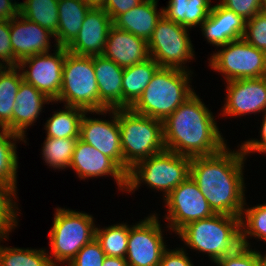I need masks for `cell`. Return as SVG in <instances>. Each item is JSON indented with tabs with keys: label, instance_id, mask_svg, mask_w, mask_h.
<instances>
[{
	"label": "cell",
	"instance_id": "44",
	"mask_svg": "<svg viewBox=\"0 0 266 266\" xmlns=\"http://www.w3.org/2000/svg\"><path fill=\"white\" fill-rule=\"evenodd\" d=\"M19 14V10L8 0H0V20H10Z\"/></svg>",
	"mask_w": 266,
	"mask_h": 266
},
{
	"label": "cell",
	"instance_id": "12",
	"mask_svg": "<svg viewBox=\"0 0 266 266\" xmlns=\"http://www.w3.org/2000/svg\"><path fill=\"white\" fill-rule=\"evenodd\" d=\"M152 213L135 225H130L125 259L129 266H159L167 248L161 222Z\"/></svg>",
	"mask_w": 266,
	"mask_h": 266
},
{
	"label": "cell",
	"instance_id": "22",
	"mask_svg": "<svg viewBox=\"0 0 266 266\" xmlns=\"http://www.w3.org/2000/svg\"><path fill=\"white\" fill-rule=\"evenodd\" d=\"M50 102L53 101L32 84L23 80L20 83L13 108V133L25 139L28 127L37 122L43 106Z\"/></svg>",
	"mask_w": 266,
	"mask_h": 266
},
{
	"label": "cell",
	"instance_id": "18",
	"mask_svg": "<svg viewBox=\"0 0 266 266\" xmlns=\"http://www.w3.org/2000/svg\"><path fill=\"white\" fill-rule=\"evenodd\" d=\"M10 36L13 57L18 63L27 57L49 52L50 38L54 39L49 30L20 14L10 19Z\"/></svg>",
	"mask_w": 266,
	"mask_h": 266
},
{
	"label": "cell",
	"instance_id": "9",
	"mask_svg": "<svg viewBox=\"0 0 266 266\" xmlns=\"http://www.w3.org/2000/svg\"><path fill=\"white\" fill-rule=\"evenodd\" d=\"M213 52L209 66L224 80L260 78L266 76V53L248 44L243 38L233 40Z\"/></svg>",
	"mask_w": 266,
	"mask_h": 266
},
{
	"label": "cell",
	"instance_id": "40",
	"mask_svg": "<svg viewBox=\"0 0 266 266\" xmlns=\"http://www.w3.org/2000/svg\"><path fill=\"white\" fill-rule=\"evenodd\" d=\"M0 64L4 67L18 66L11 47L10 20H0Z\"/></svg>",
	"mask_w": 266,
	"mask_h": 266
},
{
	"label": "cell",
	"instance_id": "27",
	"mask_svg": "<svg viewBox=\"0 0 266 266\" xmlns=\"http://www.w3.org/2000/svg\"><path fill=\"white\" fill-rule=\"evenodd\" d=\"M22 81V73L17 66L3 67L0 70V127H5L11 132H13V108Z\"/></svg>",
	"mask_w": 266,
	"mask_h": 266
},
{
	"label": "cell",
	"instance_id": "14",
	"mask_svg": "<svg viewBox=\"0 0 266 266\" xmlns=\"http://www.w3.org/2000/svg\"><path fill=\"white\" fill-rule=\"evenodd\" d=\"M87 113L99 115H107L109 113L111 117L107 121L100 118L87 117ZM79 139L110 157L123 170L118 109L85 111L80 122Z\"/></svg>",
	"mask_w": 266,
	"mask_h": 266
},
{
	"label": "cell",
	"instance_id": "20",
	"mask_svg": "<svg viewBox=\"0 0 266 266\" xmlns=\"http://www.w3.org/2000/svg\"><path fill=\"white\" fill-rule=\"evenodd\" d=\"M246 20L220 3L212 6L209 16L200 26L208 43L215 47L243 38Z\"/></svg>",
	"mask_w": 266,
	"mask_h": 266
},
{
	"label": "cell",
	"instance_id": "38",
	"mask_svg": "<svg viewBox=\"0 0 266 266\" xmlns=\"http://www.w3.org/2000/svg\"><path fill=\"white\" fill-rule=\"evenodd\" d=\"M106 254L100 243L94 238L90 243L84 245L67 264L68 266H102Z\"/></svg>",
	"mask_w": 266,
	"mask_h": 266
},
{
	"label": "cell",
	"instance_id": "31",
	"mask_svg": "<svg viewBox=\"0 0 266 266\" xmlns=\"http://www.w3.org/2000/svg\"><path fill=\"white\" fill-rule=\"evenodd\" d=\"M129 231L130 225L127 223H117L101 229L96 226L95 239L100 243L106 256L125 258Z\"/></svg>",
	"mask_w": 266,
	"mask_h": 266
},
{
	"label": "cell",
	"instance_id": "42",
	"mask_svg": "<svg viewBox=\"0 0 266 266\" xmlns=\"http://www.w3.org/2000/svg\"><path fill=\"white\" fill-rule=\"evenodd\" d=\"M144 0H105L103 8L110 16L112 22L121 14L138 6Z\"/></svg>",
	"mask_w": 266,
	"mask_h": 266
},
{
	"label": "cell",
	"instance_id": "8",
	"mask_svg": "<svg viewBox=\"0 0 266 266\" xmlns=\"http://www.w3.org/2000/svg\"><path fill=\"white\" fill-rule=\"evenodd\" d=\"M57 102L85 111H99V90L92 56L76 55L65 47L61 91L54 103Z\"/></svg>",
	"mask_w": 266,
	"mask_h": 266
},
{
	"label": "cell",
	"instance_id": "5",
	"mask_svg": "<svg viewBox=\"0 0 266 266\" xmlns=\"http://www.w3.org/2000/svg\"><path fill=\"white\" fill-rule=\"evenodd\" d=\"M118 122L126 174L135 163L166 150L163 121L122 108Z\"/></svg>",
	"mask_w": 266,
	"mask_h": 266
},
{
	"label": "cell",
	"instance_id": "29",
	"mask_svg": "<svg viewBox=\"0 0 266 266\" xmlns=\"http://www.w3.org/2000/svg\"><path fill=\"white\" fill-rule=\"evenodd\" d=\"M64 110L55 111L45 125L46 137L79 138L80 122L84 109L64 105Z\"/></svg>",
	"mask_w": 266,
	"mask_h": 266
},
{
	"label": "cell",
	"instance_id": "19",
	"mask_svg": "<svg viewBox=\"0 0 266 266\" xmlns=\"http://www.w3.org/2000/svg\"><path fill=\"white\" fill-rule=\"evenodd\" d=\"M123 68L142 63L150 58L148 42L128 31L112 25L102 54Z\"/></svg>",
	"mask_w": 266,
	"mask_h": 266
},
{
	"label": "cell",
	"instance_id": "21",
	"mask_svg": "<svg viewBox=\"0 0 266 266\" xmlns=\"http://www.w3.org/2000/svg\"><path fill=\"white\" fill-rule=\"evenodd\" d=\"M93 68L99 90V111L122 109L124 68L103 55L93 56Z\"/></svg>",
	"mask_w": 266,
	"mask_h": 266
},
{
	"label": "cell",
	"instance_id": "30",
	"mask_svg": "<svg viewBox=\"0 0 266 266\" xmlns=\"http://www.w3.org/2000/svg\"><path fill=\"white\" fill-rule=\"evenodd\" d=\"M59 0H25L19 14L55 34L58 29Z\"/></svg>",
	"mask_w": 266,
	"mask_h": 266
},
{
	"label": "cell",
	"instance_id": "13",
	"mask_svg": "<svg viewBox=\"0 0 266 266\" xmlns=\"http://www.w3.org/2000/svg\"><path fill=\"white\" fill-rule=\"evenodd\" d=\"M55 49L54 53L47 52L27 57L17 66L23 80L32 84L53 102L58 99L61 91L65 60V47L55 46Z\"/></svg>",
	"mask_w": 266,
	"mask_h": 266
},
{
	"label": "cell",
	"instance_id": "43",
	"mask_svg": "<svg viewBox=\"0 0 266 266\" xmlns=\"http://www.w3.org/2000/svg\"><path fill=\"white\" fill-rule=\"evenodd\" d=\"M260 139H249L243 143H241V148L242 151L246 156H249L250 153H266V112L263 113V119H262V124H261V129H260Z\"/></svg>",
	"mask_w": 266,
	"mask_h": 266
},
{
	"label": "cell",
	"instance_id": "24",
	"mask_svg": "<svg viewBox=\"0 0 266 266\" xmlns=\"http://www.w3.org/2000/svg\"><path fill=\"white\" fill-rule=\"evenodd\" d=\"M91 8L84 0H59V22L57 32L54 34L56 42L54 47H67L74 40Z\"/></svg>",
	"mask_w": 266,
	"mask_h": 266
},
{
	"label": "cell",
	"instance_id": "16",
	"mask_svg": "<svg viewBox=\"0 0 266 266\" xmlns=\"http://www.w3.org/2000/svg\"><path fill=\"white\" fill-rule=\"evenodd\" d=\"M69 168L82 179L113 177L119 190L126 188V173L108 156L78 138Z\"/></svg>",
	"mask_w": 266,
	"mask_h": 266
},
{
	"label": "cell",
	"instance_id": "4",
	"mask_svg": "<svg viewBox=\"0 0 266 266\" xmlns=\"http://www.w3.org/2000/svg\"><path fill=\"white\" fill-rule=\"evenodd\" d=\"M192 71L160 67L138 100L130 107L134 112L164 121L195 90L191 88Z\"/></svg>",
	"mask_w": 266,
	"mask_h": 266
},
{
	"label": "cell",
	"instance_id": "6",
	"mask_svg": "<svg viewBox=\"0 0 266 266\" xmlns=\"http://www.w3.org/2000/svg\"><path fill=\"white\" fill-rule=\"evenodd\" d=\"M191 158L164 150L135 163L126 174L125 193H134L141 184L163 193V200L190 176Z\"/></svg>",
	"mask_w": 266,
	"mask_h": 266
},
{
	"label": "cell",
	"instance_id": "32",
	"mask_svg": "<svg viewBox=\"0 0 266 266\" xmlns=\"http://www.w3.org/2000/svg\"><path fill=\"white\" fill-rule=\"evenodd\" d=\"M9 236H0V243ZM46 249L4 247L0 245V266H53Z\"/></svg>",
	"mask_w": 266,
	"mask_h": 266
},
{
	"label": "cell",
	"instance_id": "10",
	"mask_svg": "<svg viewBox=\"0 0 266 266\" xmlns=\"http://www.w3.org/2000/svg\"><path fill=\"white\" fill-rule=\"evenodd\" d=\"M189 30L162 16L148 40L150 57L160 67L189 70L185 64L195 59Z\"/></svg>",
	"mask_w": 266,
	"mask_h": 266
},
{
	"label": "cell",
	"instance_id": "1",
	"mask_svg": "<svg viewBox=\"0 0 266 266\" xmlns=\"http://www.w3.org/2000/svg\"><path fill=\"white\" fill-rule=\"evenodd\" d=\"M191 158L190 177L216 214L240 217L246 206L243 169L247 156L242 148Z\"/></svg>",
	"mask_w": 266,
	"mask_h": 266
},
{
	"label": "cell",
	"instance_id": "28",
	"mask_svg": "<svg viewBox=\"0 0 266 266\" xmlns=\"http://www.w3.org/2000/svg\"><path fill=\"white\" fill-rule=\"evenodd\" d=\"M24 141L27 139L9 131L5 127H0V182L12 186L17 189V170L18 155L16 141Z\"/></svg>",
	"mask_w": 266,
	"mask_h": 266
},
{
	"label": "cell",
	"instance_id": "7",
	"mask_svg": "<svg viewBox=\"0 0 266 266\" xmlns=\"http://www.w3.org/2000/svg\"><path fill=\"white\" fill-rule=\"evenodd\" d=\"M49 230L53 266L69 264L78 251L95 238L96 225L91 214L58 207ZM68 261V262H67Z\"/></svg>",
	"mask_w": 266,
	"mask_h": 266
},
{
	"label": "cell",
	"instance_id": "26",
	"mask_svg": "<svg viewBox=\"0 0 266 266\" xmlns=\"http://www.w3.org/2000/svg\"><path fill=\"white\" fill-rule=\"evenodd\" d=\"M211 0H169L167 7H162L163 16L185 28L201 26L209 16Z\"/></svg>",
	"mask_w": 266,
	"mask_h": 266
},
{
	"label": "cell",
	"instance_id": "35",
	"mask_svg": "<svg viewBox=\"0 0 266 266\" xmlns=\"http://www.w3.org/2000/svg\"><path fill=\"white\" fill-rule=\"evenodd\" d=\"M16 193L17 190L12 186L0 182V236H8L18 225L17 217L20 209L15 202L18 198Z\"/></svg>",
	"mask_w": 266,
	"mask_h": 266
},
{
	"label": "cell",
	"instance_id": "3",
	"mask_svg": "<svg viewBox=\"0 0 266 266\" xmlns=\"http://www.w3.org/2000/svg\"><path fill=\"white\" fill-rule=\"evenodd\" d=\"M176 235L185 246L207 254L212 263L233 254L241 244L240 217L226 214L193 221Z\"/></svg>",
	"mask_w": 266,
	"mask_h": 266
},
{
	"label": "cell",
	"instance_id": "49",
	"mask_svg": "<svg viewBox=\"0 0 266 266\" xmlns=\"http://www.w3.org/2000/svg\"><path fill=\"white\" fill-rule=\"evenodd\" d=\"M260 266H266V257L261 260Z\"/></svg>",
	"mask_w": 266,
	"mask_h": 266
},
{
	"label": "cell",
	"instance_id": "23",
	"mask_svg": "<svg viewBox=\"0 0 266 266\" xmlns=\"http://www.w3.org/2000/svg\"><path fill=\"white\" fill-rule=\"evenodd\" d=\"M157 2L158 0L142 1L138 6L119 15L113 25L148 42L157 22L163 16V9L157 10Z\"/></svg>",
	"mask_w": 266,
	"mask_h": 266
},
{
	"label": "cell",
	"instance_id": "41",
	"mask_svg": "<svg viewBox=\"0 0 266 266\" xmlns=\"http://www.w3.org/2000/svg\"><path fill=\"white\" fill-rule=\"evenodd\" d=\"M185 250L184 247L172 250L166 248L162 253L159 266H194Z\"/></svg>",
	"mask_w": 266,
	"mask_h": 266
},
{
	"label": "cell",
	"instance_id": "48",
	"mask_svg": "<svg viewBox=\"0 0 266 266\" xmlns=\"http://www.w3.org/2000/svg\"><path fill=\"white\" fill-rule=\"evenodd\" d=\"M261 12L266 15V0H262Z\"/></svg>",
	"mask_w": 266,
	"mask_h": 266
},
{
	"label": "cell",
	"instance_id": "39",
	"mask_svg": "<svg viewBox=\"0 0 266 266\" xmlns=\"http://www.w3.org/2000/svg\"><path fill=\"white\" fill-rule=\"evenodd\" d=\"M219 3L246 21L260 13L262 9V0H220Z\"/></svg>",
	"mask_w": 266,
	"mask_h": 266
},
{
	"label": "cell",
	"instance_id": "34",
	"mask_svg": "<svg viewBox=\"0 0 266 266\" xmlns=\"http://www.w3.org/2000/svg\"><path fill=\"white\" fill-rule=\"evenodd\" d=\"M241 244L250 247L251 243L247 238L254 237L264 241L266 244V203L253 207H243L240 216Z\"/></svg>",
	"mask_w": 266,
	"mask_h": 266
},
{
	"label": "cell",
	"instance_id": "15",
	"mask_svg": "<svg viewBox=\"0 0 266 266\" xmlns=\"http://www.w3.org/2000/svg\"><path fill=\"white\" fill-rule=\"evenodd\" d=\"M226 84V97L222 116H244L266 112V76L230 80Z\"/></svg>",
	"mask_w": 266,
	"mask_h": 266
},
{
	"label": "cell",
	"instance_id": "47",
	"mask_svg": "<svg viewBox=\"0 0 266 266\" xmlns=\"http://www.w3.org/2000/svg\"><path fill=\"white\" fill-rule=\"evenodd\" d=\"M11 4H13L18 10H20L21 8H22V5H23V2H16V1H14V2H12L13 0H8Z\"/></svg>",
	"mask_w": 266,
	"mask_h": 266
},
{
	"label": "cell",
	"instance_id": "46",
	"mask_svg": "<svg viewBox=\"0 0 266 266\" xmlns=\"http://www.w3.org/2000/svg\"><path fill=\"white\" fill-rule=\"evenodd\" d=\"M87 2L91 7L101 8L105 2V0H84Z\"/></svg>",
	"mask_w": 266,
	"mask_h": 266
},
{
	"label": "cell",
	"instance_id": "2",
	"mask_svg": "<svg viewBox=\"0 0 266 266\" xmlns=\"http://www.w3.org/2000/svg\"><path fill=\"white\" fill-rule=\"evenodd\" d=\"M201 100L194 92L163 121L166 150L193 158L214 155L227 146L215 116Z\"/></svg>",
	"mask_w": 266,
	"mask_h": 266
},
{
	"label": "cell",
	"instance_id": "17",
	"mask_svg": "<svg viewBox=\"0 0 266 266\" xmlns=\"http://www.w3.org/2000/svg\"><path fill=\"white\" fill-rule=\"evenodd\" d=\"M113 22L103 8L92 7L83 20L77 36L66 47L67 51L82 56L102 55Z\"/></svg>",
	"mask_w": 266,
	"mask_h": 266
},
{
	"label": "cell",
	"instance_id": "36",
	"mask_svg": "<svg viewBox=\"0 0 266 266\" xmlns=\"http://www.w3.org/2000/svg\"><path fill=\"white\" fill-rule=\"evenodd\" d=\"M243 39L255 48L266 53V15L257 13L246 21Z\"/></svg>",
	"mask_w": 266,
	"mask_h": 266
},
{
	"label": "cell",
	"instance_id": "45",
	"mask_svg": "<svg viewBox=\"0 0 266 266\" xmlns=\"http://www.w3.org/2000/svg\"><path fill=\"white\" fill-rule=\"evenodd\" d=\"M102 266H129L125 258L106 256Z\"/></svg>",
	"mask_w": 266,
	"mask_h": 266
},
{
	"label": "cell",
	"instance_id": "33",
	"mask_svg": "<svg viewBox=\"0 0 266 266\" xmlns=\"http://www.w3.org/2000/svg\"><path fill=\"white\" fill-rule=\"evenodd\" d=\"M78 138L45 137L42 147V159L55 170L69 168Z\"/></svg>",
	"mask_w": 266,
	"mask_h": 266
},
{
	"label": "cell",
	"instance_id": "11",
	"mask_svg": "<svg viewBox=\"0 0 266 266\" xmlns=\"http://www.w3.org/2000/svg\"><path fill=\"white\" fill-rule=\"evenodd\" d=\"M164 203L168 211L164 216L166 228L175 234L187 224L215 214L190 176L166 196Z\"/></svg>",
	"mask_w": 266,
	"mask_h": 266
},
{
	"label": "cell",
	"instance_id": "37",
	"mask_svg": "<svg viewBox=\"0 0 266 266\" xmlns=\"http://www.w3.org/2000/svg\"><path fill=\"white\" fill-rule=\"evenodd\" d=\"M265 254L250 247L240 246L233 254L215 262L216 266H260Z\"/></svg>",
	"mask_w": 266,
	"mask_h": 266
},
{
	"label": "cell",
	"instance_id": "25",
	"mask_svg": "<svg viewBox=\"0 0 266 266\" xmlns=\"http://www.w3.org/2000/svg\"><path fill=\"white\" fill-rule=\"evenodd\" d=\"M160 65L153 59L125 67L122 76V108H130L144 92Z\"/></svg>",
	"mask_w": 266,
	"mask_h": 266
}]
</instances>
